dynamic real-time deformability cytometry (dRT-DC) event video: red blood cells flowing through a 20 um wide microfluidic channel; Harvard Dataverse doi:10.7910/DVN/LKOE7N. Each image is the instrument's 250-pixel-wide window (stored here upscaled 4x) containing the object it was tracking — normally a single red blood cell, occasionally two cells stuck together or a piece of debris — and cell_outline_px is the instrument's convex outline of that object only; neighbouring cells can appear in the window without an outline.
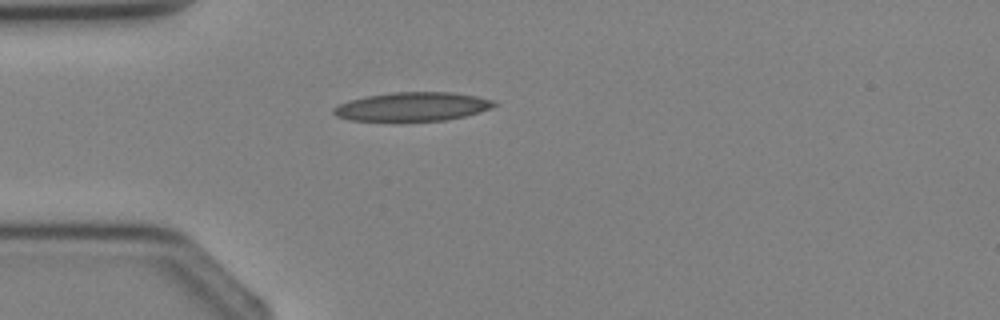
{"species": "Egyptian fruit bat (a non-hibernating species)", "species_latin": "Rousettus aegyptiacus", "temperature_condition": "cold", "stored_images_in_passage": 4, "camera_frame_rate_fps": 3000, "um_per_image_px": 0.085, "animal": {"sex": "female"}, "frame": {"image": 1, "passage_image": 4, "time_ms": 4.333, "image_size_px": [1000, 320], "cell_outline_px": [[496, 104], [480, 112], [464, 116], [444, 120], [352, 120], [336, 116], [332, 112], [332, 108], [340, 104], [352, 100], [368, 96], [392, 92], [452, 92], [476, 96], [496, 100]], "centroid_in_image_um": [35.08, 9.05], "position_along_channel_um": 49.9, "area_um2": 26.47}}